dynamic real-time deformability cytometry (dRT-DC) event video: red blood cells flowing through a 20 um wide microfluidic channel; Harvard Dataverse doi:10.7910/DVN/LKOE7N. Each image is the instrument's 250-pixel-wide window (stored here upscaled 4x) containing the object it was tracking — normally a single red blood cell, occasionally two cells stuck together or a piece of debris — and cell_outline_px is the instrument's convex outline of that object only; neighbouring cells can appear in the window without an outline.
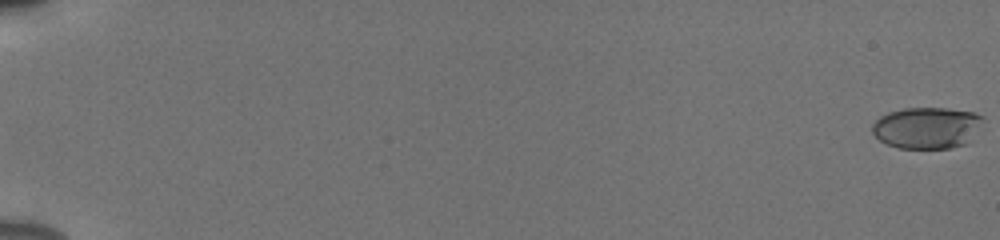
{"species": "human", "species_latin": "Homo sapiens", "temperature_condition": "cold", "stored_images_in_passage": 56, "camera_frame_rate_fps": 3000, "um_per_image_px": 0.085, "donor": {"sex": "male"}, "frame": {"image": 1, "passage_image": 1, "time_ms": 0.0, "image_size_px": [1000, 240], "cell_outline_px": [[984, 120], [968, 144], [948, 148], [900, 148], [888, 144], [880, 140], [872, 132], [872, 124], [880, 116], [888, 112], [904, 108], [948, 108], [976, 112], [984, 116]], "centroid_in_image_um": [78.82, 10.85], "position_along_channel_um": 6.2, "area_um2": 26.99}}
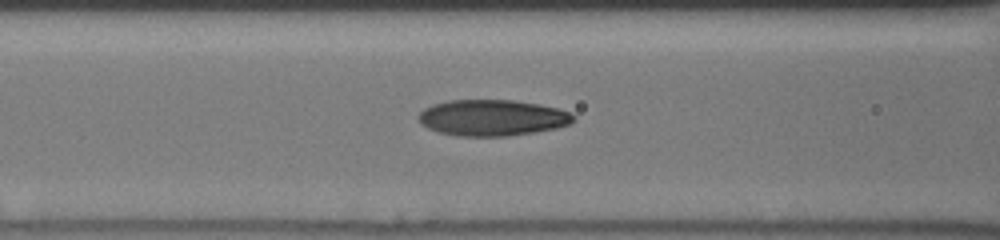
{"frame": {"image": 2, "passage_image": 27, "time_ms": 8.667, "image_size_px": [1000, 240], "cell_outline_px": [[576, 120], [568, 124], [556, 128], [508, 136], [456, 136], [440, 132], [428, 128], [420, 124], [416, 116], [424, 108], [432, 104], [448, 100], [512, 100], [540, 104], [560, 108], [576, 116]], "centroid_in_image_um": [41.82, 10.0], "position_along_channel_um": 124.8, "area_um2": 32.83}}
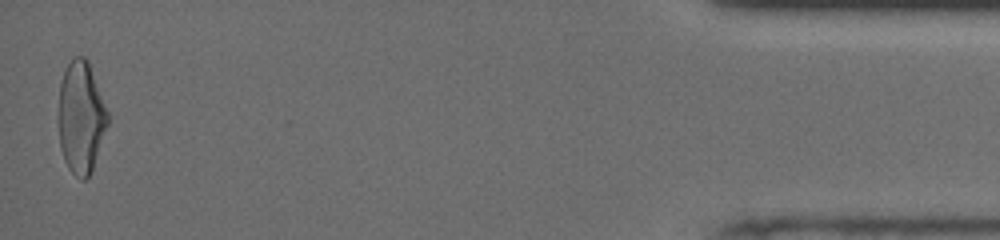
{"frame": {"image": 3, "passage_image": 56, "time_ms": 18.333, "image_size_px": [1000, 240], "cell_outline_px": [[108, 124], [92, 172], [84, 180], [80, 180], [68, 168], [64, 160], [60, 148], [60, 84], [64, 72], [72, 56], [84, 56], [88, 60], [108, 112]], "centroid_in_image_um": [6.91, 9.99], "position_along_channel_um": 428.3, "area_um2": 31.85}, "authors_computed_cell_mechanics": {"area_um2": 31.8189, "velocity_mm_per_s": 3.907, "shape_relaxation_time_tau1_ms": 4.8098, "shape_relaxation_time_tau2_ms": 1.3001, "deformation_change_tau1": 0.2017, "deformation_change_tau2": 0.0761}}